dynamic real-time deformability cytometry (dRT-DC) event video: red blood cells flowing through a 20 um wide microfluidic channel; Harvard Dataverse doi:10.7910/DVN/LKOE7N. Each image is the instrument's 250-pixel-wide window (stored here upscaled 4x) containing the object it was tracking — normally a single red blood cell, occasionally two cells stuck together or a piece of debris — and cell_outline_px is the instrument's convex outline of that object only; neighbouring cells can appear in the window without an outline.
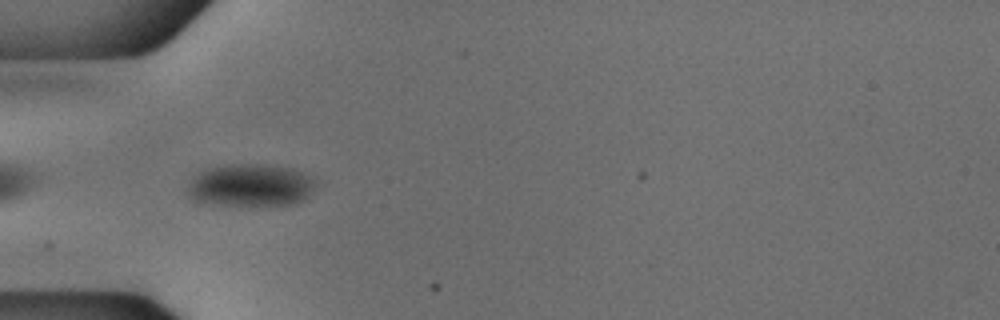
{"species": "common noctule bat (a hibernating species)", "species_latin": "Nyctalus noctula", "temperature_condition": "cold", "stored_images_in_passage": 4, "camera_frame_rate_fps": 3000, "um_per_image_px": 0.085, "animal": {"sex": "male", "body_mass_g": 18.8}, "frame": {"image": 1, "passage_image": 2, "time_ms": 0.333, "image_size_px": [1000, 320], "cell_outline_px": [[316, 184], [300, 200], [292, 204], [212, 204], [196, 200], [192, 196], [188, 188], [192, 180], [200, 172], [212, 168], [228, 164], [264, 164], [292, 168], [304, 172], [312, 176]], "centroid_in_image_um": [21.33, 15.71], "position_along_channel_um": 63.7, "area_um2": 30.75}}